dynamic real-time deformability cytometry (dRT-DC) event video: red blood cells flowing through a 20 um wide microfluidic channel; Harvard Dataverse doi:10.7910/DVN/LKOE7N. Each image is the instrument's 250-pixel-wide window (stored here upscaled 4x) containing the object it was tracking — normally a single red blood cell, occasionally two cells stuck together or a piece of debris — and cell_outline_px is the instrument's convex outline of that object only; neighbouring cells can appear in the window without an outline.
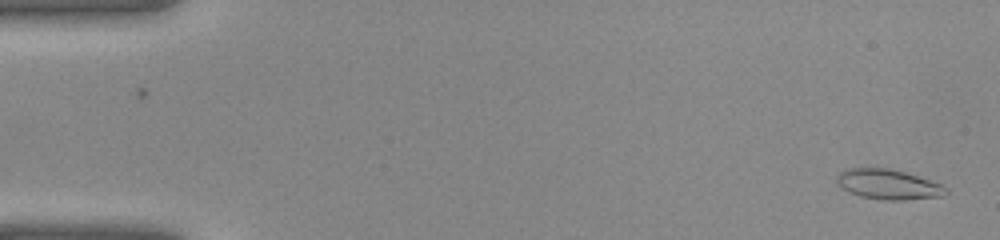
{"species": "common noctule bat (a hibernating species)", "species_latin": "Nyctalus noctula", "temperature_condition": "warm", "stored_images_in_passage": 40, "camera_frame_rate_fps": 3000, "um_per_image_px": 0.085, "animal": {"sex": "female", "body_mass_g": 22.0, "forearm_length_mm": 56.7}, "frame": {"image": 1, "passage_image": 1, "time_ms": 0.0, "image_size_px": [1000, 240], "cell_outline_px": [[948, 192], [944, 196], [908, 200], [884, 200], [860, 196], [848, 192], [836, 184], [836, 176], [844, 168], [888, 168], [904, 172], [940, 184], [948, 188]], "centroid_in_image_um": [75.47, 15.68], "position_along_channel_um": 9.5, "area_um2": 19.19}}
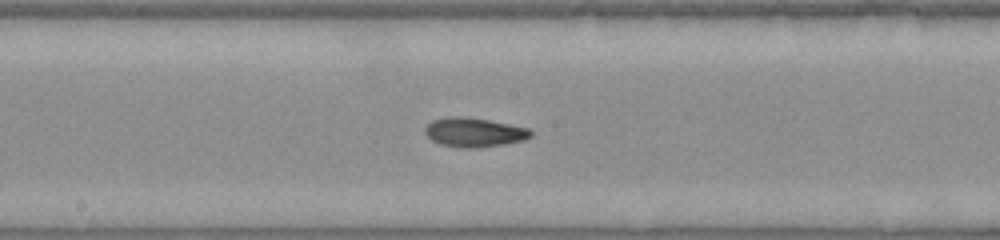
{"frame": {"image": 2, "passage_image": 21, "time_ms": 6.667, "image_size_px": [1000, 240], "cell_outline_px": [[532, 136], [524, 140], [504, 144], [476, 148], [464, 148], [440, 144], [432, 140], [424, 132], [424, 128], [432, 120], [448, 116], [460, 116], [488, 120], [528, 128], [532, 132]], "centroid_in_image_um": [40.28, 11.25], "position_along_channel_um": 207.9, "area_um2": 17.92}}
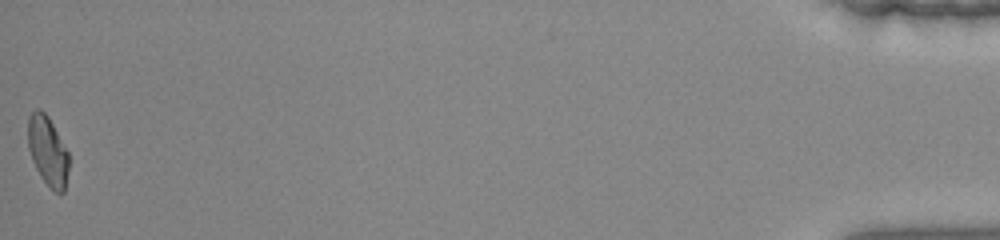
{"frame": {"image": 3, "passage_image": 40, "time_ms": 13.0, "image_size_px": [1000, 240], "cell_outline_px": [[68, 168], [64, 192], [60, 196], [40, 176], [32, 160], [28, 148], [28, 116], [36, 108], [40, 108], [48, 116], [68, 152]], "centroid_in_image_um": [4.04, 12.82], "position_along_channel_um": 431.2, "area_um2": 16.42}}